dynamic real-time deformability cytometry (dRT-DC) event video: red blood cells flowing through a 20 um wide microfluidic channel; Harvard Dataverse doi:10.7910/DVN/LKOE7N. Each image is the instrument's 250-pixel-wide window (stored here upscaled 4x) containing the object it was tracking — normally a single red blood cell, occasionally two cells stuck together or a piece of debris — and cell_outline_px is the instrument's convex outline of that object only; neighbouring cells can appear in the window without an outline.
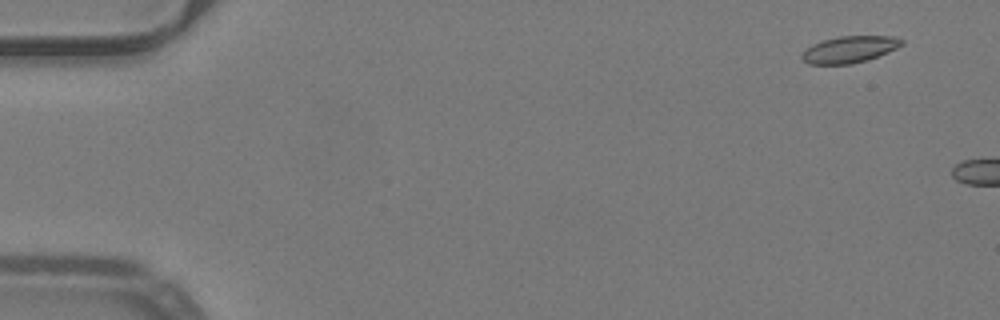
{"species": "common noctule bat (a hibernating species)", "species_latin": "Nyctalus noctula", "temperature_condition": "warm", "stored_images_in_passage": 7, "camera_frame_rate_fps": 3000, "um_per_image_px": 0.085, "animal": {"sex": "male", "body_mass_g": 19.2, "forearm_length_mm": 51.8}, "frame": {"image": 1, "passage_image": 3, "time_ms": 0.667, "image_size_px": [1000, 320], "cell_outline_px": [[904, 44], [888, 52], [868, 60], [852, 64], [808, 64], [800, 60], [800, 56], [812, 44], [824, 40], [840, 36], [892, 36], [904, 40]], "centroid_in_image_um": [72.2, 4.21], "position_along_channel_um": 12.8, "area_um2": 15.55}}